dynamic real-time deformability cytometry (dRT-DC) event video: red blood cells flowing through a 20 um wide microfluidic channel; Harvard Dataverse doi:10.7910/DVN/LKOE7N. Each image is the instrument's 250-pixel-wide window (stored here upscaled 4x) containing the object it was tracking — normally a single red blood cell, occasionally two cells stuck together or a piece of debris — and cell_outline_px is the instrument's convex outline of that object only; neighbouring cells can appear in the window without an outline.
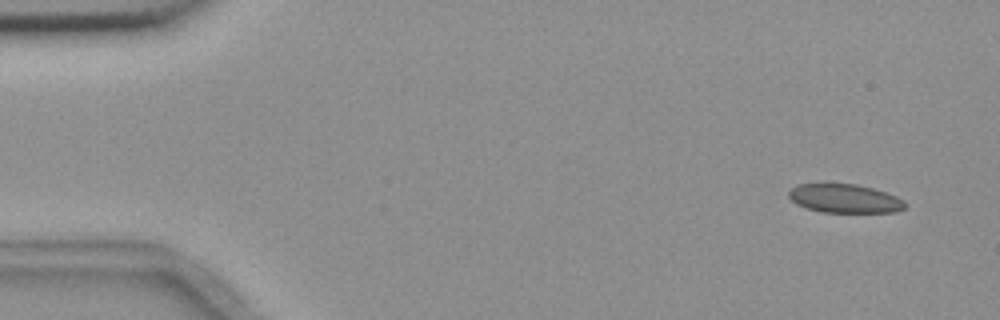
{"species": "common noctule bat (a hibernating species)", "species_latin": "Nyctalus noctula", "temperature_condition": "room temperature", "stored_images_in_passage": 6, "camera_frame_rate_fps": 3000, "um_per_image_px": 0.085, "animal": {"sex": "female", "body_mass_g": 18.4}, "frame": {"image": 1, "passage_image": 1, "time_ms": 0.0, "image_size_px": [1000, 320], "cell_outline_px": [[908, 204], [904, 208], [896, 212], [824, 212], [808, 208], [796, 204], [788, 196], [788, 192], [796, 184], [824, 180], [856, 184], [872, 188], [896, 196], [904, 200]], "centroid_in_image_um": [71.74, 16.82], "position_along_channel_um": 13.3, "area_um2": 20.23}}